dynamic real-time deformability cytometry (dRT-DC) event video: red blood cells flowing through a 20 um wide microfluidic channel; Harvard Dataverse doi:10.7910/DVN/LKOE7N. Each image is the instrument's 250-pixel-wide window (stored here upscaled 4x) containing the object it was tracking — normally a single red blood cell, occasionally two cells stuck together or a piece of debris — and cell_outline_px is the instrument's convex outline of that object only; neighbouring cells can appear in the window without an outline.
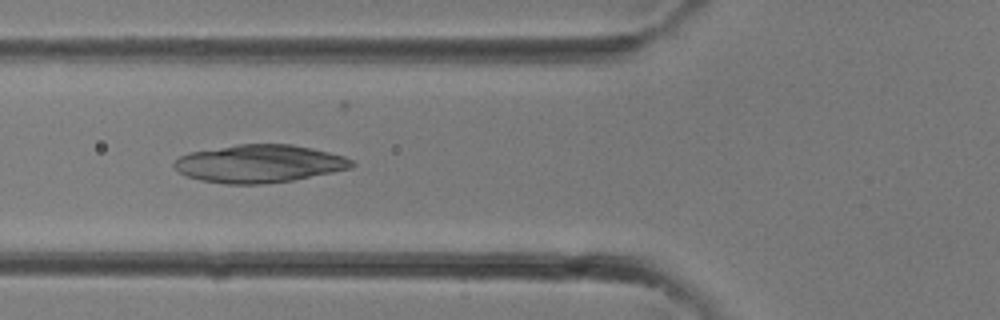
{"species": "common noctule bat (a hibernating species)", "species_latin": "Nyctalus noctula", "temperature_condition": "room temperature", "stored_images_in_passage": 23, "camera_frame_rate_fps": 3000, "um_per_image_px": 0.085, "animal": {"sex": "female"}, "frame": {"image": 1, "passage_image": 3, "time_ms": 0.667, "image_size_px": [1000, 320], "cell_outline_px": [[356, 164], [352, 168], [292, 180], [260, 184], [224, 184], [200, 180], [188, 176], [180, 172], [172, 164], [180, 156], [188, 152], [240, 144], [292, 144], [312, 148], [344, 156], [352, 160]], "centroid_in_image_um": [22.04, 13.91], "position_along_channel_um": 103.8, "area_um2": 39.02}}
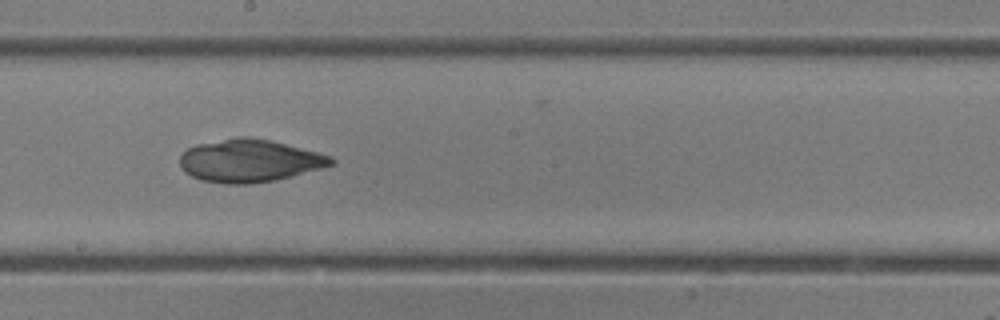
{"frame": {"image": 2, "passage_image": 9, "time_ms": 2.667, "image_size_px": [1000, 320], "cell_outline_px": [[336, 164], [272, 180], [248, 184], [224, 184], [200, 180], [184, 172], [180, 168], [180, 156], [188, 148], [196, 144], [236, 136], [248, 136], [272, 140], [332, 156], [336, 160]], "centroid_in_image_um": [21.17, 13.64], "position_along_channel_um": 227.0, "area_um2": 37.69}}
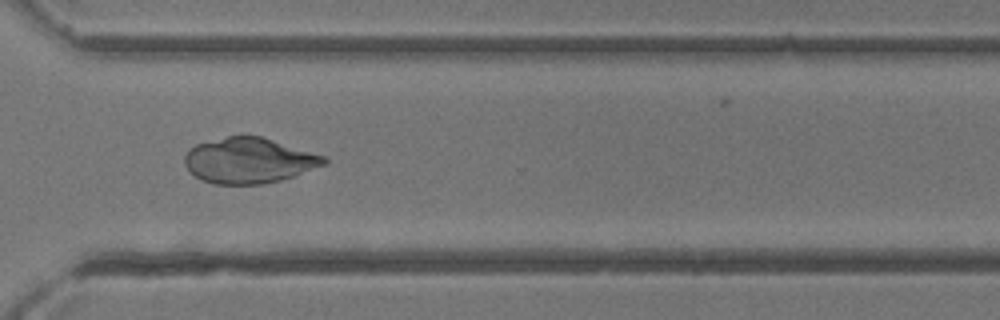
{"frame": {"image": 3, "passage_image": 15, "time_ms": 4.667, "image_size_px": [1000, 320], "cell_outline_px": [[328, 164], [280, 180], [264, 184], [212, 184], [196, 176], [184, 164], [184, 156], [188, 148], [196, 144], [228, 136], [260, 136], [324, 156], [328, 160]], "centroid_in_image_um": [21.15, 13.65], "position_along_channel_um": 349.5, "area_um2": 36.65}}